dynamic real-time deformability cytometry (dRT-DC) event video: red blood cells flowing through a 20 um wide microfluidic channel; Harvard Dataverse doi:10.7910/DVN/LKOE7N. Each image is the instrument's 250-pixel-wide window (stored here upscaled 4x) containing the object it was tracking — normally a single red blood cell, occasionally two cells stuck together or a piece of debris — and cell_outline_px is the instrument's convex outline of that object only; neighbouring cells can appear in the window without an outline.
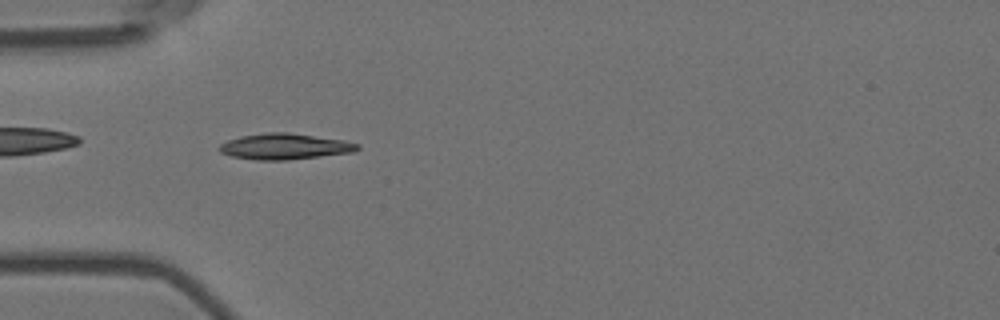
{"species": "Egyptian fruit bat (a non-hibernating species)", "species_latin": "Rousettus aegyptiacus", "temperature_condition": "room temperature", "stored_images_in_passage": 10, "camera_frame_rate_fps": 3000, "um_per_image_px": 0.085, "animal": {"sex": "female"}, "frame": {"image": 1, "passage_image": 5, "time_ms": 1.333, "image_size_px": [1000, 320], "cell_outline_px": [[360, 148], [352, 152], [288, 160], [256, 160], [232, 156], [220, 152], [216, 148], [220, 144], [228, 140], [240, 136], [268, 132], [288, 132], [344, 140], [360, 144]], "centroid_in_image_um": [24.18, 12.45], "position_along_channel_um": 60.8, "area_um2": 20.87}}
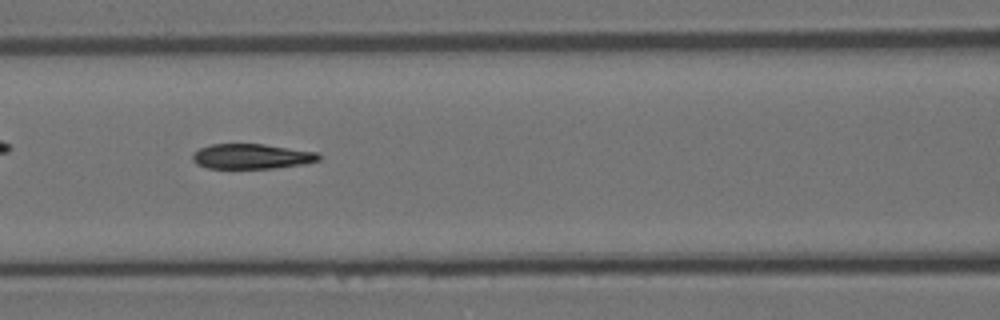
{"frame": {"image": 2, "passage_image": 7, "time_ms": 2.0, "image_size_px": [1000, 320], "cell_outline_px": [[320, 160], [304, 164], [276, 168], [208, 168], [196, 164], [192, 160], [192, 156], [200, 148], [212, 144], [264, 144], [316, 152], [320, 156]], "centroid_in_image_um": [21.39, 13.3], "position_along_channel_um": 145.2, "area_um2": 18.32}}
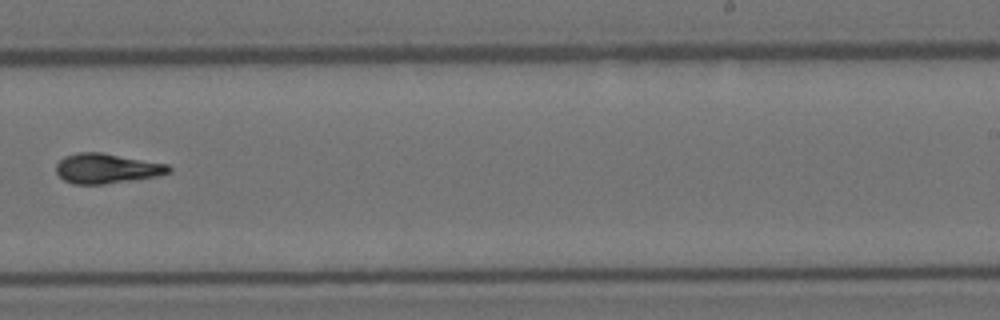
{"frame": {"image": 3, "passage_image": 10, "time_ms": 3.0, "image_size_px": [1000, 320], "cell_outline_px": [[172, 172], [160, 176], [104, 184], [72, 184], [64, 180], [56, 172], [56, 164], [64, 156], [76, 152], [100, 152], [168, 164], [172, 168]], "centroid_in_image_um": [9.08, 14.32], "position_along_channel_um": 279.9, "area_um2": 19.77}}